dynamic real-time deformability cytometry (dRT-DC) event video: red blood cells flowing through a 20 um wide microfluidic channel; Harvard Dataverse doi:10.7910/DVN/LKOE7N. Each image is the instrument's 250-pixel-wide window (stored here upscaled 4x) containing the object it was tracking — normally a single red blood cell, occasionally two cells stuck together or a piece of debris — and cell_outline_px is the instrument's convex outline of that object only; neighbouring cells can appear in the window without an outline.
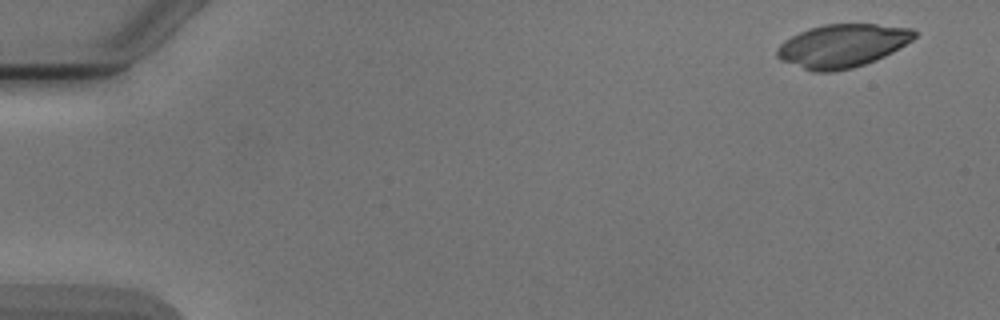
{"species": "Egyptian fruit bat (a non-hibernating species)", "species_latin": "Rousettus aegyptiacus", "temperature_condition": "cold", "stored_images_in_passage": 5, "camera_frame_rate_fps": 3000, "um_per_image_px": 0.085, "animal": {"sex": "male"}, "frame": {"image": 1, "passage_image": 1, "time_ms": 0.0, "image_size_px": [1000, 320], "cell_outline_px": [[916, 36], [912, 40], [892, 52], [876, 60], [852, 68], [832, 72], [812, 72], [780, 60], [776, 56], [776, 48], [784, 40], [808, 28], [824, 24], [876, 24], [912, 28], [916, 32]], "centroid_in_image_um": [71.57, 3.89], "position_along_channel_um": 13.4, "area_um2": 34.68}}